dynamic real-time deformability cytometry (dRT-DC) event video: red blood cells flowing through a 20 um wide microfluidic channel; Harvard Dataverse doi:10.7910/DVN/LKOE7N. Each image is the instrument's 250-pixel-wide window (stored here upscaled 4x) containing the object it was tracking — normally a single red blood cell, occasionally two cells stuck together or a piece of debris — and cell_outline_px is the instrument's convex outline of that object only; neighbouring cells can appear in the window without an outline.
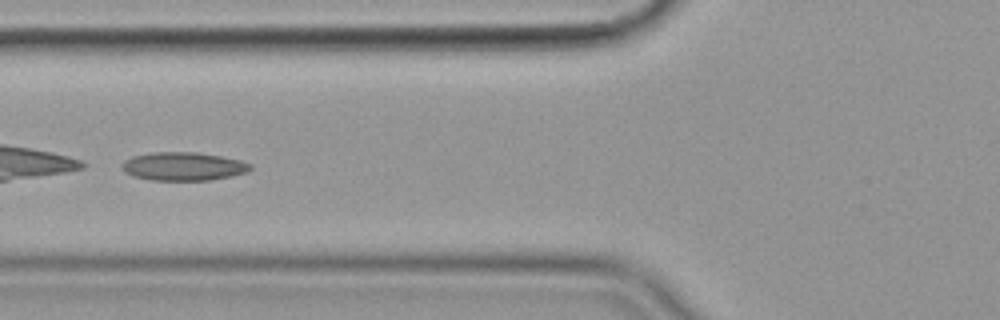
{"species": "common noctule bat (a hibernating species)", "species_latin": "Nyctalus noctula", "temperature_condition": "cold", "stored_images_in_passage": 33, "camera_frame_rate_fps": 3000, "um_per_image_px": 0.085, "animal": {"sex": "female", "body_mass_g": 19.9}, "frame": {"image": 1, "passage_image": 6, "time_ms": 1.667, "image_size_px": [1000, 320], "cell_outline_px": [[252, 168], [248, 172], [232, 176], [212, 180], [152, 180], [132, 176], [124, 172], [124, 160], [132, 156], [152, 152], [196, 152], [220, 156], [240, 160], [252, 164]], "centroid_in_image_um": [15.62, 14.14], "position_along_channel_um": 110.2, "area_um2": 21.27}}
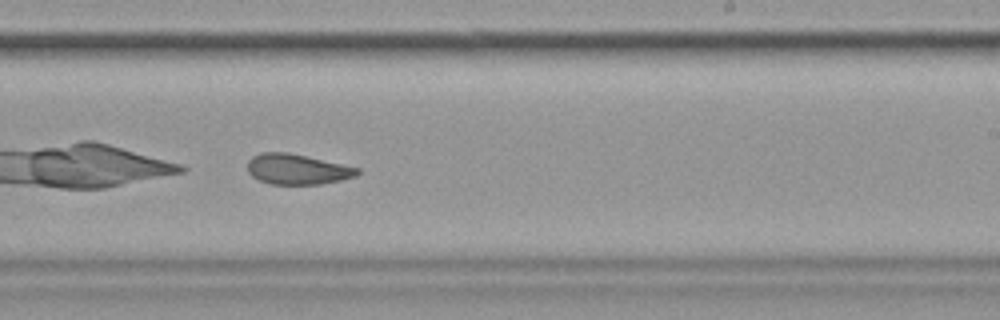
{"frame": {"image": 2, "passage_image": 19, "time_ms": 6.0, "image_size_px": [1000, 320], "cell_outline_px": [[360, 172], [356, 176], [340, 180], [320, 184], [268, 184], [252, 176], [248, 172], [248, 160], [252, 156], [264, 152], [288, 152], [360, 168]], "centroid_in_image_um": [25.25, 14.38], "position_along_channel_um": 263.7, "area_um2": 19.36}, "authors_computed_cell_mechanics": {"area_um2": 20.23, "velocity_mm_per_s": 3.5502, "shape_relaxation_time_tau1_ms": null, "shape_relaxation_time_tau2_ms": 3.3025, "deformation_change_tau1": null, "deformation_change_tau2": 0.0986}}